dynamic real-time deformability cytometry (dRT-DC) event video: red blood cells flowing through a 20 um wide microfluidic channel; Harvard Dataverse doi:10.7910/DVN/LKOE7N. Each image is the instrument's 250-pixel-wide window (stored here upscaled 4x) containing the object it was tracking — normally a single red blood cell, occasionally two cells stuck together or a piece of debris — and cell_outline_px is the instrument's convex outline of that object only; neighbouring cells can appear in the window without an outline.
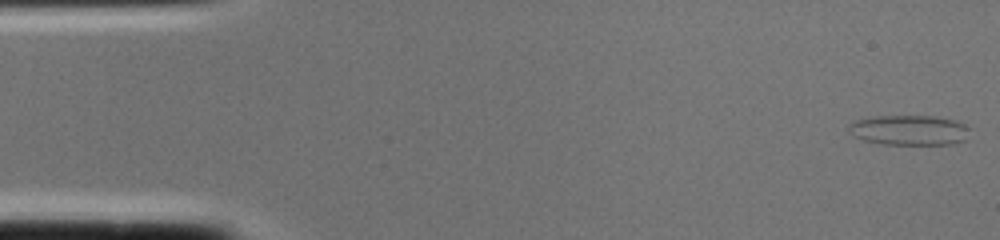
{"species": "common noctule bat (a hibernating species)", "species_latin": "Nyctalus noctula", "temperature_condition": "cold", "stored_images_in_passage": 2, "camera_frame_rate_fps": 3000, "um_per_image_px": 0.085, "animal": {"sex": "female", "body_mass_g": 22.0, "forearm_length_mm": 56.7}, "frame": {"image": 1, "passage_image": 1, "time_ms": 0.0, "image_size_px": [1000, 240], "cell_outline_px": [[972, 128], [964, 140], [952, 144], [884, 144], [864, 140], [852, 136], [848, 132], [848, 124], [852, 120], [876, 116], [936, 116], [956, 120]], "centroid_in_image_um": [77.27, 11.05], "position_along_channel_um": 7.7, "area_um2": 21.5}}
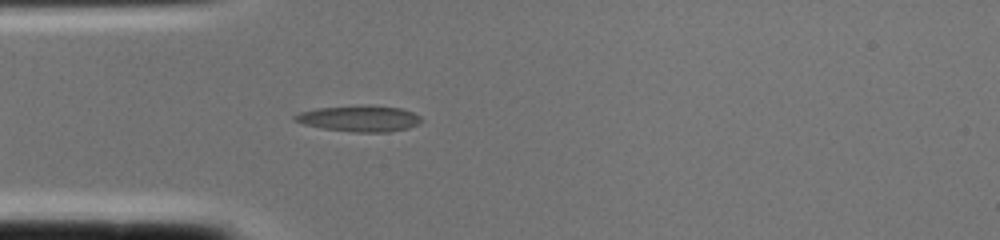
{"frame": {"image": 2, "passage_image": 2, "time_ms": 0.333, "image_size_px": [1000, 240], "cell_outline_px": [[424, 120], [420, 124], [408, 128], [388, 132], [352, 132], [324, 128], [304, 124], [292, 120], [292, 116], [300, 112], [316, 108], [364, 104], [400, 108], [412, 112], [420, 116]], "centroid_in_image_um": [30.56, 10.06], "position_along_channel_um": 54.4, "area_um2": 19.48}}